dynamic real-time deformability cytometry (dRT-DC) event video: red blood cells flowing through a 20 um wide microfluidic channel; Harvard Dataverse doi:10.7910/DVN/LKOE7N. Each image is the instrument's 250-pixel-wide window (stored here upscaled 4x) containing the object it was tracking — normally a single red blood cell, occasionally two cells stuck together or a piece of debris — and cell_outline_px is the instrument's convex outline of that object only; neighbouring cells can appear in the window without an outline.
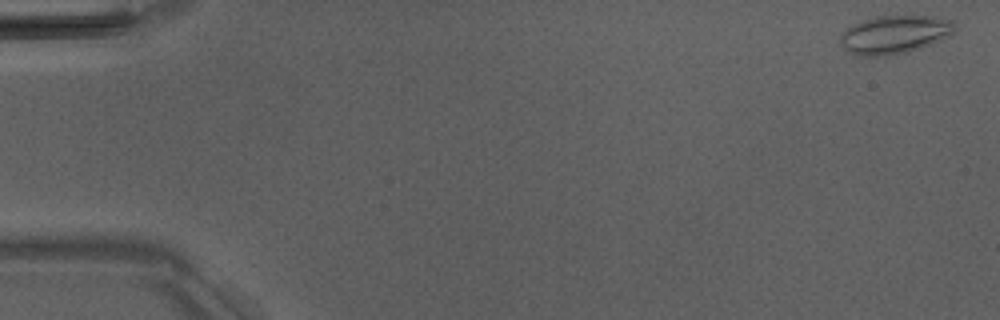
{"species": "Egyptian fruit bat (a non-hibernating species)", "species_latin": "Rousettus aegyptiacus", "temperature_condition": "room temperature", "stored_images_in_passage": 3, "camera_frame_rate_fps": 3000, "um_per_image_px": 0.085, "animal": {"sex": "male"}, "frame": {"image": 1, "passage_image": 1, "time_ms": 0.0, "image_size_px": [1000, 320], "cell_outline_px": [[956, 28], [952, 36], [904, 52], [884, 56], [852, 56], [840, 44], [840, 36], [852, 24], [876, 16], [932, 16], [952, 20], [956, 24]], "centroid_in_image_um": [76.03, 2.93], "position_along_channel_um": 9.0, "area_um2": 25.49}}